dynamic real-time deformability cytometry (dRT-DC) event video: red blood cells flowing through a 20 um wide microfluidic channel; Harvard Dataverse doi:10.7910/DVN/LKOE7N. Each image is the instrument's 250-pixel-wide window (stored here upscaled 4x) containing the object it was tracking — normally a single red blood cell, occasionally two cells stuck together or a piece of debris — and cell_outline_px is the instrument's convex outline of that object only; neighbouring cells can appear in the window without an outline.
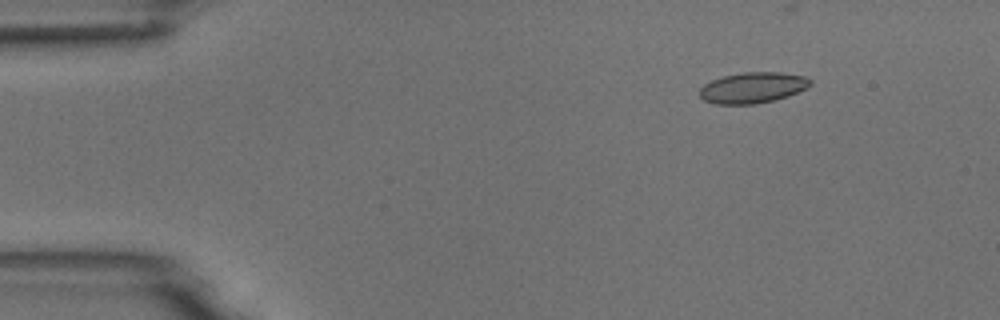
{"species": "common noctule bat (a hibernating species)", "species_latin": "Nyctalus noctula", "temperature_condition": "room temperature", "stored_images_in_passage": 4, "camera_frame_rate_fps": 3000, "um_per_image_px": 0.085, "animal": {"sex": "male", "body_mass_g": 18.8}, "frame": {"image": 1, "passage_image": 2, "time_ms": 1.333, "image_size_px": [1000, 320], "cell_outline_px": [[812, 84], [788, 96], [756, 104], [716, 104], [704, 100], [700, 96], [700, 88], [704, 84], [712, 80], [724, 76], [744, 72], [780, 72], [808, 76], [812, 80]], "centroid_in_image_um": [63.99, 7.44], "position_along_channel_um": 21.0, "area_um2": 19.83}}
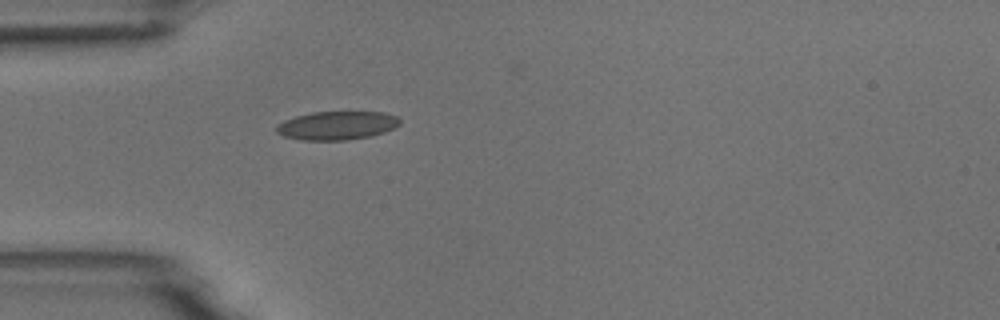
{"frame": {"image": 2, "passage_image": 4, "time_ms": 4.333, "image_size_px": [1000, 320], "cell_outline_px": [[400, 124], [396, 128], [372, 136], [348, 140], [300, 140], [284, 136], [276, 132], [276, 124], [284, 120], [296, 116], [312, 112], [384, 112], [396, 116], [400, 120]], "centroid_in_image_um": [28.64, 10.67], "position_along_channel_um": 56.4, "area_um2": 20.69}}